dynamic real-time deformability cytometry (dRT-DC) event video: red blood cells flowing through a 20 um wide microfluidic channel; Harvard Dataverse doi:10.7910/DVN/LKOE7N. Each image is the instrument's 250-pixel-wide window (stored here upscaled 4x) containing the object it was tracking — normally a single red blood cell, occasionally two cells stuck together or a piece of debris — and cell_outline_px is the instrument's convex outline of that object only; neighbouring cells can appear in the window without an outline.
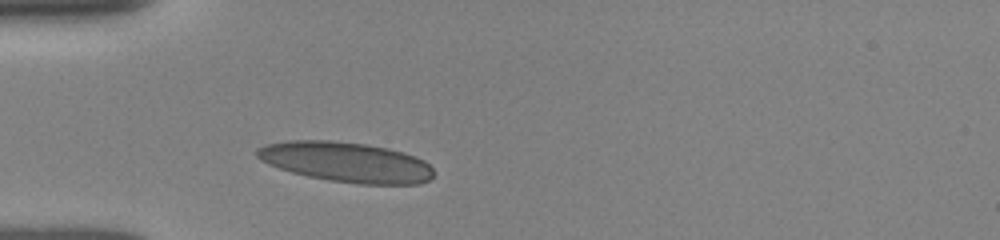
{"species": "human", "species_latin": "Homo sapiens", "temperature_condition": "room temperature", "stored_images_in_passage": 29, "camera_frame_rate_fps": 3000, "um_per_image_px": 0.085, "donor": {"sex": "female"}, "frame": {"image": 1, "passage_image": 1, "time_ms": 0.0, "image_size_px": [1000, 240], "cell_outline_px": [[432, 176], [428, 180], [420, 184], [360, 184], [328, 180], [308, 176], [292, 172], [268, 164], [260, 160], [256, 156], [256, 148], [268, 144], [288, 140], [332, 140], [364, 144], [388, 148], [404, 152], [416, 156], [424, 160], [432, 168]], "centroid_in_image_um": [29.42, 13.77], "position_along_channel_um": 55.6, "area_um2": 41.27}}
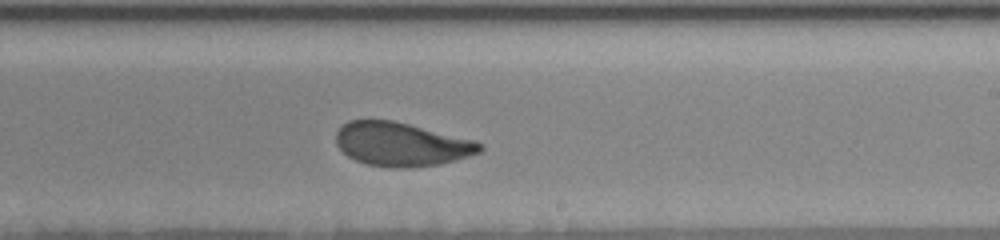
{"frame": {"image": 2, "passage_image": 17, "time_ms": 5.333, "image_size_px": [1000, 240], "cell_outline_px": [[484, 148], [480, 152], [456, 160], [440, 164], [408, 168], [392, 168], [368, 164], [356, 160], [348, 156], [336, 144], [336, 132], [348, 120], [392, 120], [476, 140], [484, 144]], "centroid_in_image_um": [34.15, 12.26], "position_along_channel_um": 254.9, "area_um2": 36.7}}
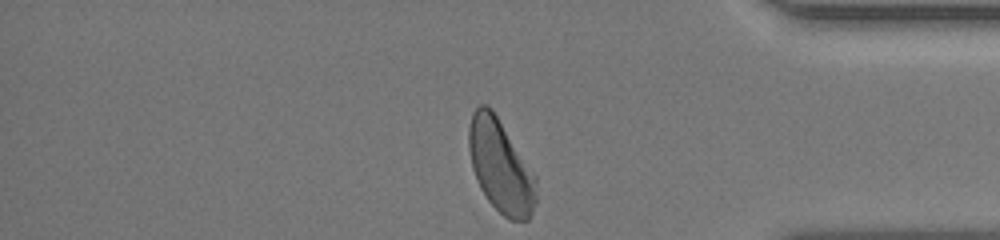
{"frame": {"image": 3, "passage_image": 29, "time_ms": 9.333, "image_size_px": [1000, 240], "cell_outline_px": [[536, 200], [532, 212], [528, 220], [508, 220], [488, 200], [480, 188], [472, 168], [468, 148], [468, 128], [472, 112], [480, 104], [488, 104], [492, 108], [536, 176]], "centroid_in_image_um": [42.53, 14.1], "position_along_channel_um": 392.7, "area_um2": 36.47}, "authors_computed_cell_mechanics": {"area_um2": 37.57, "velocity_mm_per_s": 3.8878, "shape_relaxation_time_tau1_ms": 4.5838, "shape_relaxation_time_tau2_ms": 0.89, "deformation_change_tau1": 0.1676, "deformation_change_tau2": 0.0678}}